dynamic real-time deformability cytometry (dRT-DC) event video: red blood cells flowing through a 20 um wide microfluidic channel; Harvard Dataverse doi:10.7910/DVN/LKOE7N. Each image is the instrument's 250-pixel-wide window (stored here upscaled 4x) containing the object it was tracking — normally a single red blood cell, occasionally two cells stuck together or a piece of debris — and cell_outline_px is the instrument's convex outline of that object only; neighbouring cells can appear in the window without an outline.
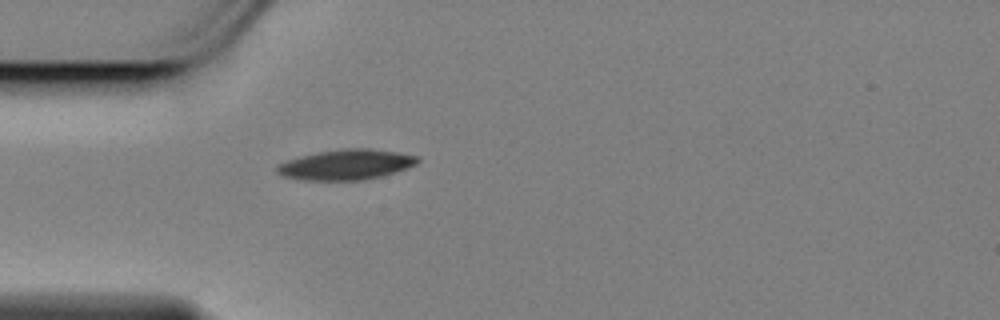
{"species": "Egyptian fruit bat (a non-hibernating species)", "species_latin": "Rousettus aegyptiacus", "temperature_condition": "cold", "stored_images_in_passage": 26, "segment_of_instrument_passage": [1, 2], "camera_frame_rate_fps": 3000, "um_per_image_px": 0.085, "animal": {"sex": "female"}, "frame": {"image": 1, "passage_image": 1, "time_ms": 0.0, "image_size_px": [1000, 320], "cell_outline_px": [[420, 160], [416, 164], [408, 168], [396, 172], [364, 180], [300, 180], [284, 176], [276, 172], [276, 164], [300, 156], [340, 148], [368, 148], [396, 152], [420, 156]], "centroid_in_image_um": [29.43, 13.99], "position_along_channel_um": 55.6, "area_um2": 24.91}}
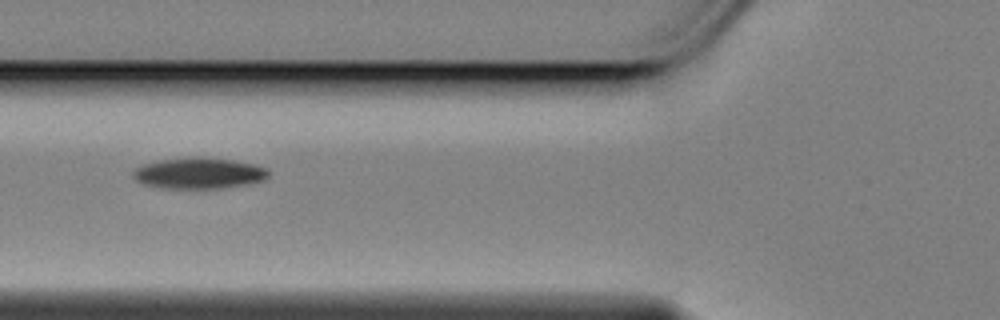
{"frame": {"image": 2, "passage_image": 6, "time_ms": 1.667, "image_size_px": [1000, 320], "cell_outline_px": [[268, 176], [264, 180], [248, 184], [220, 188], [160, 188], [144, 184], [136, 180], [132, 176], [132, 172], [136, 168], [144, 164], [160, 160], [188, 156], [200, 156], [236, 160], [256, 164], [268, 168]], "centroid_in_image_um": [16.92, 14.7], "position_along_channel_um": 108.9, "area_um2": 24.85}}
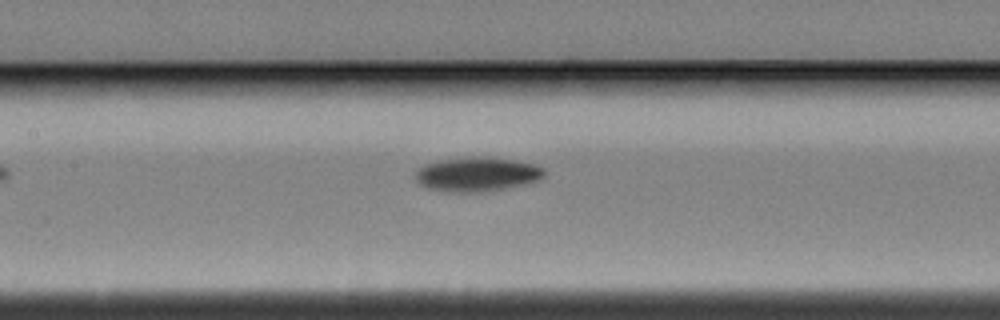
{"frame": {"image": 3, "passage_image": 11, "time_ms": 3.333, "image_size_px": [1000, 320], "cell_outline_px": [[544, 176], [540, 180], [524, 184], [504, 188], [480, 192], [444, 192], [428, 188], [420, 184], [416, 180], [416, 172], [424, 164], [440, 160], [468, 156], [492, 156], [536, 164], [544, 168]], "centroid_in_image_um": [40.56, 14.79], "position_along_channel_um": 166.8, "area_um2": 26.01}}